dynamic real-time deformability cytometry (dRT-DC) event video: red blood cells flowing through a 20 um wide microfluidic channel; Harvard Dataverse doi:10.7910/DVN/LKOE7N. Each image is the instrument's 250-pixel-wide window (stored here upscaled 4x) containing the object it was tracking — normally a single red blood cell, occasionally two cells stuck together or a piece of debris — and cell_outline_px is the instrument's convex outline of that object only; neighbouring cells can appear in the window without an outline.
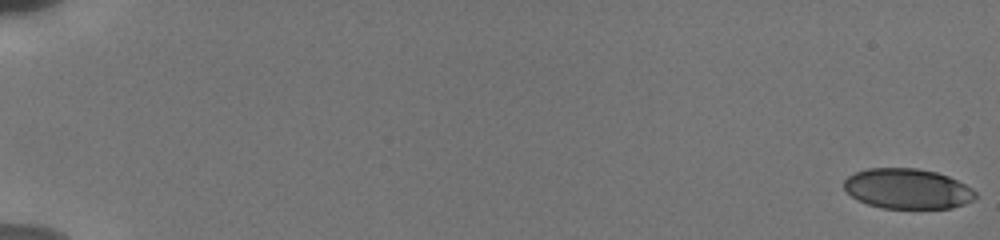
{"species": "human", "species_latin": "Homo sapiens", "temperature_condition": "cold", "stored_images_in_passage": 9, "camera_frame_rate_fps": 3000, "um_per_image_px": 0.085, "donor": {"sex": "male"}, "frame": {"image": 1, "passage_image": 1, "time_ms": 0.0, "image_size_px": [1000, 240], "cell_outline_px": [[976, 196], [972, 200], [964, 204], [952, 208], [884, 208], [868, 204], [856, 200], [844, 188], [844, 180], [848, 176], [856, 172], [868, 168], [916, 168], [936, 172], [948, 176], [972, 188], [976, 192]], "centroid_in_image_um": [77.13, 16.04], "position_along_channel_um": 7.9, "area_um2": 30.69}}
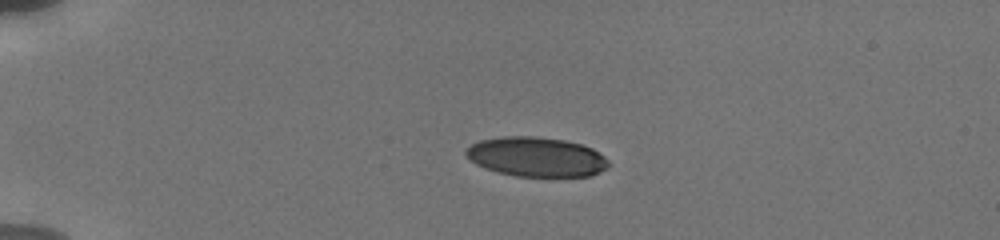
{"frame": {"image": 2, "passage_image": 6, "time_ms": 4.667, "image_size_px": [1000, 240], "cell_outline_px": [[608, 168], [592, 176], [516, 176], [496, 172], [476, 164], [464, 152], [472, 144], [480, 140], [504, 136], [536, 136], [564, 140], [580, 144], [592, 148], [604, 156], [608, 160]], "centroid_in_image_um": [45.61, 13.33], "position_along_channel_um": 39.4, "area_um2": 32.77}}
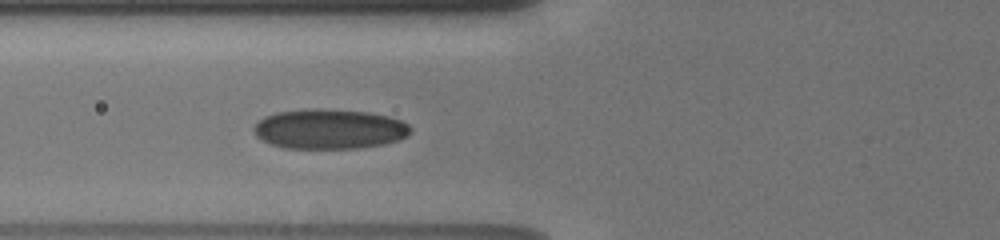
{"frame": {"image": 3, "passage_image": 9, "time_ms": 7.667, "image_size_px": [1000, 240], "cell_outline_px": [[412, 132], [408, 136], [384, 144], [356, 148], [284, 148], [260, 140], [256, 136], [252, 128], [264, 116], [276, 112], [304, 108], [320, 108], [368, 112], [388, 116], [400, 120], [408, 124], [412, 128]], "centroid_in_image_um": [27.98, 10.95], "position_along_channel_um": 97.8, "area_um2": 36.7}}